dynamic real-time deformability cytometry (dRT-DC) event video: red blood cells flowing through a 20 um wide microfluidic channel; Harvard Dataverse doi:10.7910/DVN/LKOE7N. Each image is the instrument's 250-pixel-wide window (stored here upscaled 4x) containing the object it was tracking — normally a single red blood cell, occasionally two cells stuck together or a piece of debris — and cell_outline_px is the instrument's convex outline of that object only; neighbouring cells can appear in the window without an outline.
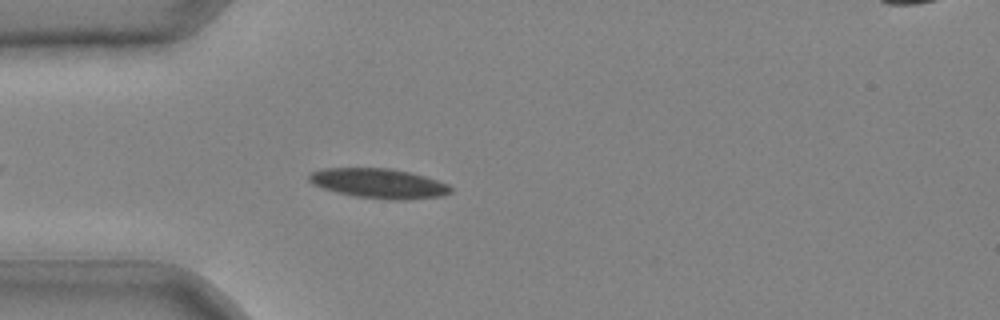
{"species": "common noctule bat (a hibernating species)", "species_latin": "Nyctalus noctula", "temperature_condition": "cold", "stored_images_in_passage": 32, "camera_frame_rate_fps": 3000, "um_per_image_px": 0.085, "animal": {"sex": "male", "body_mass_g": 20.4}, "frame": {"image": 1, "passage_image": 5, "time_ms": 1.333, "image_size_px": [1000, 320], "cell_outline_px": [[452, 192], [444, 196], [408, 200], [388, 200], [356, 196], [336, 192], [312, 184], [308, 180], [308, 176], [312, 172], [324, 168], [388, 168], [408, 172], [424, 176], [448, 184], [452, 188]], "centroid_in_image_um": [32.22, 15.6], "position_along_channel_um": 52.8, "area_um2": 24.57}}
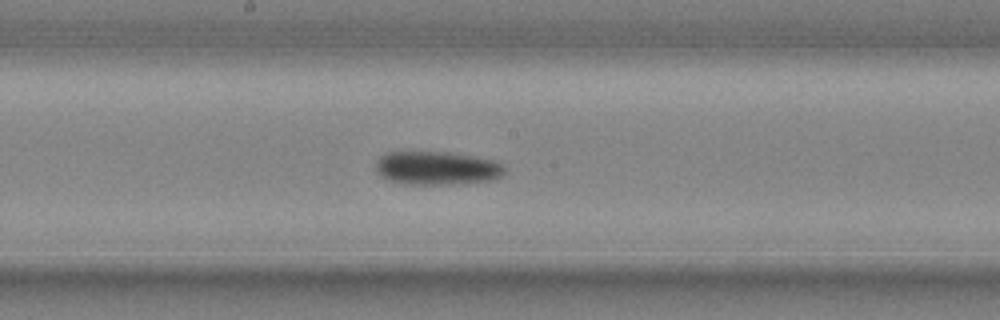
{"frame": {"image": 2, "passage_image": 16, "time_ms": 5.0, "image_size_px": [1000, 320], "cell_outline_px": [[504, 176], [496, 180], [456, 184], [404, 184], [388, 180], [380, 176], [376, 172], [376, 160], [384, 152], [448, 152], [496, 160], [504, 168]], "centroid_in_image_um": [37.13, 14.29], "position_along_channel_um": 211.1, "area_um2": 25.49}}
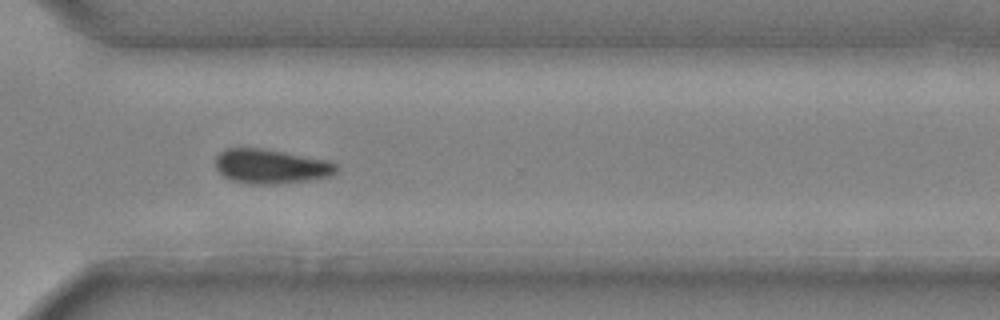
{"frame": {"image": 3, "passage_image": 25, "time_ms": 8.0, "image_size_px": [1000, 320], "cell_outline_px": [[336, 172], [332, 176], [308, 180], [280, 184], [248, 184], [232, 180], [224, 176], [216, 168], [216, 156], [224, 148], [264, 148], [332, 160], [336, 164]], "centroid_in_image_um": [23.06, 14.13], "position_along_channel_um": 347.5, "area_um2": 24.62}}